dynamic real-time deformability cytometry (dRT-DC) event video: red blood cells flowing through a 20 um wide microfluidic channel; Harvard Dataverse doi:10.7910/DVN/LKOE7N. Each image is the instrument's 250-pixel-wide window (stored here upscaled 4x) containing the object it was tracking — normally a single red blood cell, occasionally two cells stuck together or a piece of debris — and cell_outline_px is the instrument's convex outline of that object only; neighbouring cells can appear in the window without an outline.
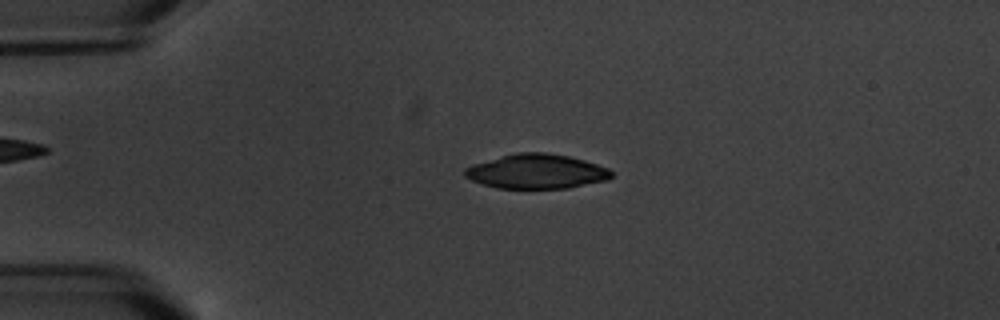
{"species": "common noctule bat (a hibernating species)", "species_latin": "Nyctalus noctula", "temperature_condition": "warm", "stored_images_in_passage": 4, "camera_frame_rate_fps": 3000, "um_per_image_px": 0.085, "animal": {"sex": "male", "body_mass_g": 20.1, "forearm_length_mm": 53.5}, "frame": {"image": 1, "passage_image": 3, "time_ms": 2.333, "image_size_px": [1000, 320], "cell_outline_px": [[612, 176], [608, 180], [568, 188], [496, 188], [472, 180], [464, 176], [464, 168], [472, 164], [516, 152], [544, 152], [568, 156], [584, 160], [608, 168], [612, 172]], "centroid_in_image_um": [45.6, 14.57], "position_along_channel_um": 39.4, "area_um2": 29.42}}